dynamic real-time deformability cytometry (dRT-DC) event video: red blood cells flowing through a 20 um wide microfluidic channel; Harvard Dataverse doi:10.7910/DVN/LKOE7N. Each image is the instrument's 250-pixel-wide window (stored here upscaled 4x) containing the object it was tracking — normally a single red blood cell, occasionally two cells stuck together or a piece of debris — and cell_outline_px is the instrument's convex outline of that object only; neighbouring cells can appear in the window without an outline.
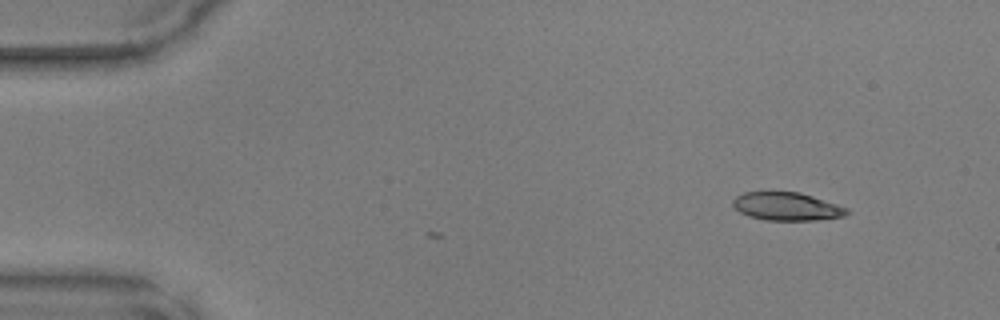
{"species": "common noctule bat (a hibernating species)", "species_latin": "Nyctalus noctula", "temperature_condition": "warm", "stored_images_in_passage": 3, "camera_frame_rate_fps": 3000, "um_per_image_px": 0.085, "animal": {"sex": "male", "body_mass_g": 17.9, "forearm_length_mm": 54.2}, "frame": {"image": 1, "passage_image": 1, "time_ms": 0.0, "image_size_px": [1000, 320], "cell_outline_px": [[852, 212], [844, 216], [816, 220], [764, 220], [748, 216], [740, 212], [732, 204], [732, 200], [736, 196], [744, 192], [800, 192], [848, 208]], "centroid_in_image_um": [66.88, 17.55], "position_along_channel_um": 18.1, "area_um2": 18.67}}